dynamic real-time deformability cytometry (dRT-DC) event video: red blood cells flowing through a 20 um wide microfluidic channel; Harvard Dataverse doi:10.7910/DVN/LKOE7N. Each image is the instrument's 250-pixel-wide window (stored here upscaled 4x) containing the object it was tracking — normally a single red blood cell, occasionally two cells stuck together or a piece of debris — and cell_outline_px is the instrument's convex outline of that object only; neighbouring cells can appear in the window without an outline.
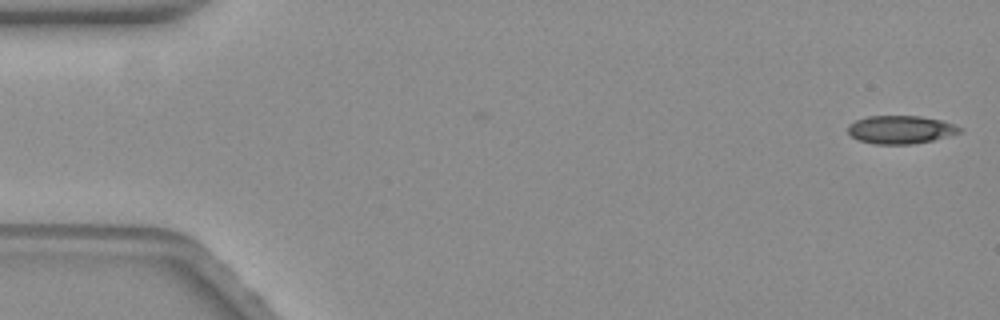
{"species": "common noctule bat (a hibernating species)", "species_latin": "Nyctalus noctula", "temperature_condition": "warm", "stored_images_in_passage": 14, "camera_frame_rate_fps": 3000, "um_per_image_px": 0.085, "animal": {"sex": "female", "body_mass_g": 19.3, "forearm_length_mm": 54.1}, "frame": {"image": 1, "passage_image": 1, "time_ms": 0.0, "image_size_px": [1000, 320], "cell_outline_px": [[960, 132], [932, 140], [908, 144], [876, 144], [860, 140], [852, 136], [848, 132], [848, 124], [856, 120], [868, 116], [920, 116], [940, 120], [952, 124], [960, 128]], "centroid_in_image_um": [76.5, 11.01], "position_along_channel_um": 8.5, "area_um2": 17.92}}
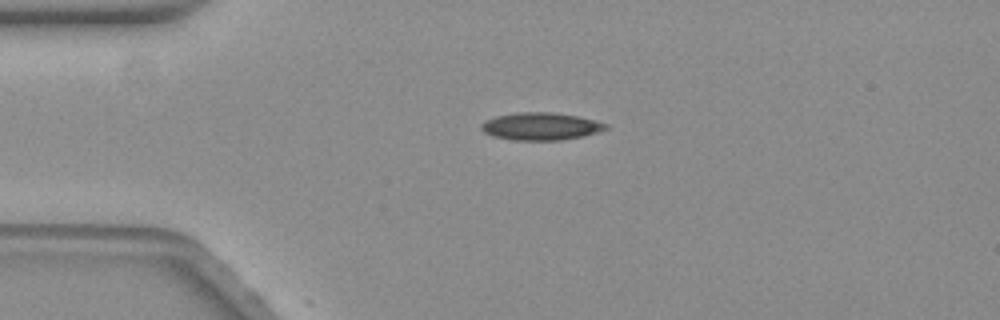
{"frame": {"image": 2, "passage_image": 13, "time_ms": 4.0, "image_size_px": [1000, 320], "cell_outline_px": [[608, 128], [580, 136], [560, 140], [512, 140], [496, 136], [484, 132], [480, 128], [480, 124], [484, 120], [496, 116], [516, 112], [552, 112], [576, 116], [608, 124]], "centroid_in_image_um": [45.89, 10.73], "position_along_channel_um": 39.1, "area_um2": 19.65}}